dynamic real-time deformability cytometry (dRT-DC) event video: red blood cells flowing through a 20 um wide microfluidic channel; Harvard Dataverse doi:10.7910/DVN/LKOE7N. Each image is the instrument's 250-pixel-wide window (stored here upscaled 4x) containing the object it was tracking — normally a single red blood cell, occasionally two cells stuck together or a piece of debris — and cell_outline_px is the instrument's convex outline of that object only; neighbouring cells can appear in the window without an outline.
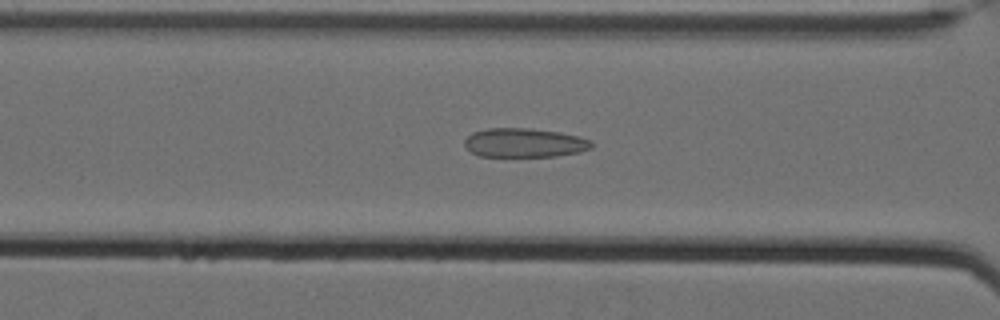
{"species": "Egyptian fruit bat (a non-hibernating species)", "species_latin": "Rousettus aegyptiacus", "temperature_condition": "cold", "stored_images_in_passage": 24, "camera_frame_rate_fps": 3000, "um_per_image_px": 0.085, "animal": {"sex": "female"}, "frame": {"image": 1, "passage_image": 4, "time_ms": 1.0, "image_size_px": [1000, 320], "cell_outline_px": [[592, 148], [580, 152], [556, 156], [480, 156], [472, 152], [464, 144], [464, 140], [472, 132], [488, 128], [528, 128], [560, 132], [580, 136], [592, 140]], "centroid_in_image_um": [44.61, 12.13], "position_along_channel_um": 122.0, "area_um2": 21.56}}
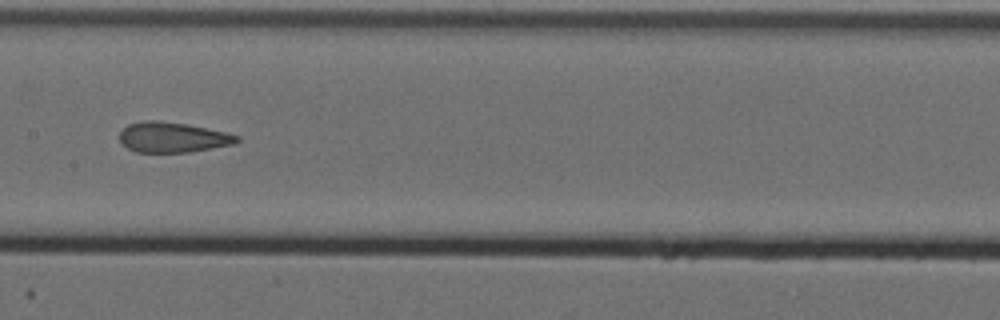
{"frame": {"image": 2, "passage_image": 10, "time_ms": 3.0, "image_size_px": [1000, 320], "cell_outline_px": [[240, 140], [236, 144], [188, 152], [136, 152], [128, 148], [120, 140], [120, 132], [128, 124], [144, 120], [160, 120], [188, 124], [224, 132], [240, 136]], "centroid_in_image_um": [14.69, 11.66], "position_along_channel_um": 192.7, "area_um2": 20.69}}
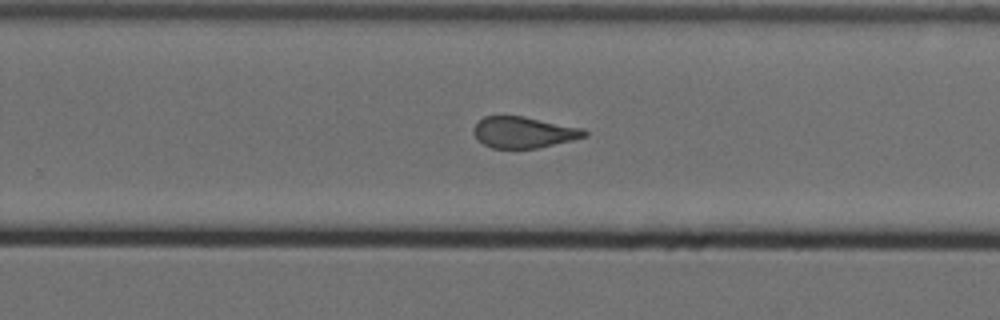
{"frame": {"image": 3, "passage_image": 18, "time_ms": 5.667, "image_size_px": [1000, 320], "cell_outline_px": [[588, 136], [572, 140], [536, 148], [492, 148], [484, 144], [472, 132], [476, 124], [484, 116], [524, 116], [584, 128], [588, 132]], "centroid_in_image_um": [44.55, 11.24], "position_along_channel_um": 285.3, "area_um2": 20.06}}